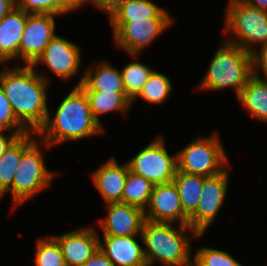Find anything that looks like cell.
Returning a JSON list of instances; mask_svg holds the SVG:
<instances>
[{
	"label": "cell",
	"mask_w": 267,
	"mask_h": 266,
	"mask_svg": "<svg viewBox=\"0 0 267 266\" xmlns=\"http://www.w3.org/2000/svg\"><path fill=\"white\" fill-rule=\"evenodd\" d=\"M228 183V168L219 174L204 177L200 202L189 217V226L198 234L204 235L215 220L227 196Z\"/></svg>",
	"instance_id": "30bf717a"
},
{
	"label": "cell",
	"mask_w": 267,
	"mask_h": 266,
	"mask_svg": "<svg viewBox=\"0 0 267 266\" xmlns=\"http://www.w3.org/2000/svg\"><path fill=\"white\" fill-rule=\"evenodd\" d=\"M218 134L199 136L177 152V170L204 177L213 176L229 166L227 153Z\"/></svg>",
	"instance_id": "8992f818"
},
{
	"label": "cell",
	"mask_w": 267,
	"mask_h": 266,
	"mask_svg": "<svg viewBox=\"0 0 267 266\" xmlns=\"http://www.w3.org/2000/svg\"><path fill=\"white\" fill-rule=\"evenodd\" d=\"M86 70L77 84L84 91L126 93L121 71L109 62H101L95 70L91 66Z\"/></svg>",
	"instance_id": "d6986e66"
},
{
	"label": "cell",
	"mask_w": 267,
	"mask_h": 266,
	"mask_svg": "<svg viewBox=\"0 0 267 266\" xmlns=\"http://www.w3.org/2000/svg\"><path fill=\"white\" fill-rule=\"evenodd\" d=\"M172 222H154L145 219L141 235L146 262L154 265L159 261L161 266H192V238L202 237L189 225L172 226ZM175 227V228H174ZM192 232L188 236L187 231Z\"/></svg>",
	"instance_id": "3957f363"
},
{
	"label": "cell",
	"mask_w": 267,
	"mask_h": 266,
	"mask_svg": "<svg viewBox=\"0 0 267 266\" xmlns=\"http://www.w3.org/2000/svg\"><path fill=\"white\" fill-rule=\"evenodd\" d=\"M93 117L86 93L75 85L60 102L53 119L48 114L37 132L40 144L49 148L66 140H80L104 132Z\"/></svg>",
	"instance_id": "7a4b0ae2"
},
{
	"label": "cell",
	"mask_w": 267,
	"mask_h": 266,
	"mask_svg": "<svg viewBox=\"0 0 267 266\" xmlns=\"http://www.w3.org/2000/svg\"><path fill=\"white\" fill-rule=\"evenodd\" d=\"M91 3L94 6H96V0H75V9H79V7H82L83 4Z\"/></svg>",
	"instance_id": "f35d334b"
},
{
	"label": "cell",
	"mask_w": 267,
	"mask_h": 266,
	"mask_svg": "<svg viewBox=\"0 0 267 266\" xmlns=\"http://www.w3.org/2000/svg\"><path fill=\"white\" fill-rule=\"evenodd\" d=\"M87 95L90 110L94 119L102 126L99 116L111 112L126 113L131 107L132 101L126 93L84 91Z\"/></svg>",
	"instance_id": "7402d4cb"
},
{
	"label": "cell",
	"mask_w": 267,
	"mask_h": 266,
	"mask_svg": "<svg viewBox=\"0 0 267 266\" xmlns=\"http://www.w3.org/2000/svg\"><path fill=\"white\" fill-rule=\"evenodd\" d=\"M106 217L98 219L103 236L141 235L145 221L144 210L122 202L107 203Z\"/></svg>",
	"instance_id": "5bb4252c"
},
{
	"label": "cell",
	"mask_w": 267,
	"mask_h": 266,
	"mask_svg": "<svg viewBox=\"0 0 267 266\" xmlns=\"http://www.w3.org/2000/svg\"><path fill=\"white\" fill-rule=\"evenodd\" d=\"M14 3L28 14H52L57 17L67 13L57 0H14Z\"/></svg>",
	"instance_id": "f546056e"
},
{
	"label": "cell",
	"mask_w": 267,
	"mask_h": 266,
	"mask_svg": "<svg viewBox=\"0 0 267 266\" xmlns=\"http://www.w3.org/2000/svg\"><path fill=\"white\" fill-rule=\"evenodd\" d=\"M129 170L143 176L153 185L173 182L177 171V154L169 155L161 136L127 162Z\"/></svg>",
	"instance_id": "9c48e42d"
},
{
	"label": "cell",
	"mask_w": 267,
	"mask_h": 266,
	"mask_svg": "<svg viewBox=\"0 0 267 266\" xmlns=\"http://www.w3.org/2000/svg\"><path fill=\"white\" fill-rule=\"evenodd\" d=\"M127 0H96V6L107 15L116 10L122 3Z\"/></svg>",
	"instance_id": "836d02e7"
},
{
	"label": "cell",
	"mask_w": 267,
	"mask_h": 266,
	"mask_svg": "<svg viewBox=\"0 0 267 266\" xmlns=\"http://www.w3.org/2000/svg\"><path fill=\"white\" fill-rule=\"evenodd\" d=\"M173 182L177 186L183 212L190 217L200 202L204 176L187 174L177 170Z\"/></svg>",
	"instance_id": "603a6c76"
},
{
	"label": "cell",
	"mask_w": 267,
	"mask_h": 266,
	"mask_svg": "<svg viewBox=\"0 0 267 266\" xmlns=\"http://www.w3.org/2000/svg\"><path fill=\"white\" fill-rule=\"evenodd\" d=\"M257 49L259 50L257 51ZM251 56H252L253 75L267 81V43L264 45H261L260 48H256V50L251 53ZM260 69L264 73V76H265L264 78L258 75L260 72Z\"/></svg>",
	"instance_id": "1f68e13d"
},
{
	"label": "cell",
	"mask_w": 267,
	"mask_h": 266,
	"mask_svg": "<svg viewBox=\"0 0 267 266\" xmlns=\"http://www.w3.org/2000/svg\"><path fill=\"white\" fill-rule=\"evenodd\" d=\"M36 132L18 136L0 158V194L2 196L11 188L15 172L18 169L22 154L37 140Z\"/></svg>",
	"instance_id": "ffe728a7"
},
{
	"label": "cell",
	"mask_w": 267,
	"mask_h": 266,
	"mask_svg": "<svg viewBox=\"0 0 267 266\" xmlns=\"http://www.w3.org/2000/svg\"><path fill=\"white\" fill-rule=\"evenodd\" d=\"M4 130H0V158L5 153L9 145L19 136L17 133L10 132V135H4Z\"/></svg>",
	"instance_id": "e575fe53"
},
{
	"label": "cell",
	"mask_w": 267,
	"mask_h": 266,
	"mask_svg": "<svg viewBox=\"0 0 267 266\" xmlns=\"http://www.w3.org/2000/svg\"><path fill=\"white\" fill-rule=\"evenodd\" d=\"M244 4L267 11V0H239Z\"/></svg>",
	"instance_id": "8d00e7d4"
},
{
	"label": "cell",
	"mask_w": 267,
	"mask_h": 266,
	"mask_svg": "<svg viewBox=\"0 0 267 266\" xmlns=\"http://www.w3.org/2000/svg\"><path fill=\"white\" fill-rule=\"evenodd\" d=\"M145 219L154 222H178L189 225V217L183 212L177 186L174 182L153 186L149 203L144 210Z\"/></svg>",
	"instance_id": "4fadbf2b"
},
{
	"label": "cell",
	"mask_w": 267,
	"mask_h": 266,
	"mask_svg": "<svg viewBox=\"0 0 267 266\" xmlns=\"http://www.w3.org/2000/svg\"><path fill=\"white\" fill-rule=\"evenodd\" d=\"M58 4L66 11H74L75 10V0H57Z\"/></svg>",
	"instance_id": "74e56055"
},
{
	"label": "cell",
	"mask_w": 267,
	"mask_h": 266,
	"mask_svg": "<svg viewBox=\"0 0 267 266\" xmlns=\"http://www.w3.org/2000/svg\"><path fill=\"white\" fill-rule=\"evenodd\" d=\"M99 248L115 266H144L147 264L144 248L136 236H103Z\"/></svg>",
	"instance_id": "e0dca14e"
},
{
	"label": "cell",
	"mask_w": 267,
	"mask_h": 266,
	"mask_svg": "<svg viewBox=\"0 0 267 266\" xmlns=\"http://www.w3.org/2000/svg\"><path fill=\"white\" fill-rule=\"evenodd\" d=\"M37 140L22 154L15 172L12 186L7 191L12 193L13 209L19 207L37 193L44 191L56 176L46 167L44 157Z\"/></svg>",
	"instance_id": "52a82bcc"
},
{
	"label": "cell",
	"mask_w": 267,
	"mask_h": 266,
	"mask_svg": "<svg viewBox=\"0 0 267 266\" xmlns=\"http://www.w3.org/2000/svg\"><path fill=\"white\" fill-rule=\"evenodd\" d=\"M82 266H115L98 248V250Z\"/></svg>",
	"instance_id": "d6a6232c"
},
{
	"label": "cell",
	"mask_w": 267,
	"mask_h": 266,
	"mask_svg": "<svg viewBox=\"0 0 267 266\" xmlns=\"http://www.w3.org/2000/svg\"><path fill=\"white\" fill-rule=\"evenodd\" d=\"M173 19L163 10L156 18L131 22H110L116 46L136 58L141 51L172 26Z\"/></svg>",
	"instance_id": "ba28073f"
},
{
	"label": "cell",
	"mask_w": 267,
	"mask_h": 266,
	"mask_svg": "<svg viewBox=\"0 0 267 266\" xmlns=\"http://www.w3.org/2000/svg\"><path fill=\"white\" fill-rule=\"evenodd\" d=\"M128 171L127 163L119 165L115 158L111 157L91 173L93 183L106 204L122 202Z\"/></svg>",
	"instance_id": "2e32d148"
},
{
	"label": "cell",
	"mask_w": 267,
	"mask_h": 266,
	"mask_svg": "<svg viewBox=\"0 0 267 266\" xmlns=\"http://www.w3.org/2000/svg\"><path fill=\"white\" fill-rule=\"evenodd\" d=\"M171 85V81L166 75L154 70L132 103L134 100L136 101L137 97H140L150 104L162 105L171 95Z\"/></svg>",
	"instance_id": "484cf974"
},
{
	"label": "cell",
	"mask_w": 267,
	"mask_h": 266,
	"mask_svg": "<svg viewBox=\"0 0 267 266\" xmlns=\"http://www.w3.org/2000/svg\"><path fill=\"white\" fill-rule=\"evenodd\" d=\"M252 75L251 53L224 40L210 61L199 90L233 88L238 96Z\"/></svg>",
	"instance_id": "277c9868"
},
{
	"label": "cell",
	"mask_w": 267,
	"mask_h": 266,
	"mask_svg": "<svg viewBox=\"0 0 267 266\" xmlns=\"http://www.w3.org/2000/svg\"><path fill=\"white\" fill-rule=\"evenodd\" d=\"M0 69V87L8 98L17 120L29 131L38 132L49 114L48 75H42L32 65ZM37 71V72H36Z\"/></svg>",
	"instance_id": "6da1fadb"
},
{
	"label": "cell",
	"mask_w": 267,
	"mask_h": 266,
	"mask_svg": "<svg viewBox=\"0 0 267 266\" xmlns=\"http://www.w3.org/2000/svg\"><path fill=\"white\" fill-rule=\"evenodd\" d=\"M34 259L35 266H66L60 245L52 235L37 240Z\"/></svg>",
	"instance_id": "83f0119b"
},
{
	"label": "cell",
	"mask_w": 267,
	"mask_h": 266,
	"mask_svg": "<svg viewBox=\"0 0 267 266\" xmlns=\"http://www.w3.org/2000/svg\"><path fill=\"white\" fill-rule=\"evenodd\" d=\"M14 7V0H0V20H2Z\"/></svg>",
	"instance_id": "d590c367"
},
{
	"label": "cell",
	"mask_w": 267,
	"mask_h": 266,
	"mask_svg": "<svg viewBox=\"0 0 267 266\" xmlns=\"http://www.w3.org/2000/svg\"><path fill=\"white\" fill-rule=\"evenodd\" d=\"M153 184L130 170L124 184L122 203L146 209L152 194Z\"/></svg>",
	"instance_id": "d4e9b609"
},
{
	"label": "cell",
	"mask_w": 267,
	"mask_h": 266,
	"mask_svg": "<svg viewBox=\"0 0 267 266\" xmlns=\"http://www.w3.org/2000/svg\"><path fill=\"white\" fill-rule=\"evenodd\" d=\"M55 15L28 14L19 48V59L32 65L45 50L55 34Z\"/></svg>",
	"instance_id": "7c38bea8"
},
{
	"label": "cell",
	"mask_w": 267,
	"mask_h": 266,
	"mask_svg": "<svg viewBox=\"0 0 267 266\" xmlns=\"http://www.w3.org/2000/svg\"><path fill=\"white\" fill-rule=\"evenodd\" d=\"M237 98L251 116L267 122L266 80L252 75Z\"/></svg>",
	"instance_id": "44dd1931"
},
{
	"label": "cell",
	"mask_w": 267,
	"mask_h": 266,
	"mask_svg": "<svg viewBox=\"0 0 267 266\" xmlns=\"http://www.w3.org/2000/svg\"><path fill=\"white\" fill-rule=\"evenodd\" d=\"M192 260V266H243L228 252L208 247H200Z\"/></svg>",
	"instance_id": "f1b7e54d"
},
{
	"label": "cell",
	"mask_w": 267,
	"mask_h": 266,
	"mask_svg": "<svg viewBox=\"0 0 267 266\" xmlns=\"http://www.w3.org/2000/svg\"><path fill=\"white\" fill-rule=\"evenodd\" d=\"M0 130L14 132L19 136L29 131L17 120L13 113L11 104L0 87Z\"/></svg>",
	"instance_id": "4dcf8cb0"
},
{
	"label": "cell",
	"mask_w": 267,
	"mask_h": 266,
	"mask_svg": "<svg viewBox=\"0 0 267 266\" xmlns=\"http://www.w3.org/2000/svg\"><path fill=\"white\" fill-rule=\"evenodd\" d=\"M93 228L81 227L52 235L60 245L66 266H82L99 248L100 236Z\"/></svg>",
	"instance_id": "9a60e30c"
},
{
	"label": "cell",
	"mask_w": 267,
	"mask_h": 266,
	"mask_svg": "<svg viewBox=\"0 0 267 266\" xmlns=\"http://www.w3.org/2000/svg\"><path fill=\"white\" fill-rule=\"evenodd\" d=\"M27 13L14 7L0 20V61L8 65L9 61L19 59V48L25 29Z\"/></svg>",
	"instance_id": "ac0fdd59"
},
{
	"label": "cell",
	"mask_w": 267,
	"mask_h": 266,
	"mask_svg": "<svg viewBox=\"0 0 267 266\" xmlns=\"http://www.w3.org/2000/svg\"><path fill=\"white\" fill-rule=\"evenodd\" d=\"M80 49L74 42L56 34L32 66L36 68L42 62L56 76L63 80H69L79 72L81 66Z\"/></svg>",
	"instance_id": "8fae6325"
},
{
	"label": "cell",
	"mask_w": 267,
	"mask_h": 266,
	"mask_svg": "<svg viewBox=\"0 0 267 266\" xmlns=\"http://www.w3.org/2000/svg\"><path fill=\"white\" fill-rule=\"evenodd\" d=\"M164 9L152 0H127L110 15V22H131L156 18Z\"/></svg>",
	"instance_id": "cb8c5ba5"
},
{
	"label": "cell",
	"mask_w": 267,
	"mask_h": 266,
	"mask_svg": "<svg viewBox=\"0 0 267 266\" xmlns=\"http://www.w3.org/2000/svg\"><path fill=\"white\" fill-rule=\"evenodd\" d=\"M120 71L126 95L132 101L139 94L154 69L139 61H134L125 65Z\"/></svg>",
	"instance_id": "4316f807"
},
{
	"label": "cell",
	"mask_w": 267,
	"mask_h": 266,
	"mask_svg": "<svg viewBox=\"0 0 267 266\" xmlns=\"http://www.w3.org/2000/svg\"><path fill=\"white\" fill-rule=\"evenodd\" d=\"M225 16V30L230 37L225 41L240 46L252 53L257 47L267 43V11L230 0ZM232 33V34H231ZM259 46H254V45Z\"/></svg>",
	"instance_id": "5b68a950"
}]
</instances>
